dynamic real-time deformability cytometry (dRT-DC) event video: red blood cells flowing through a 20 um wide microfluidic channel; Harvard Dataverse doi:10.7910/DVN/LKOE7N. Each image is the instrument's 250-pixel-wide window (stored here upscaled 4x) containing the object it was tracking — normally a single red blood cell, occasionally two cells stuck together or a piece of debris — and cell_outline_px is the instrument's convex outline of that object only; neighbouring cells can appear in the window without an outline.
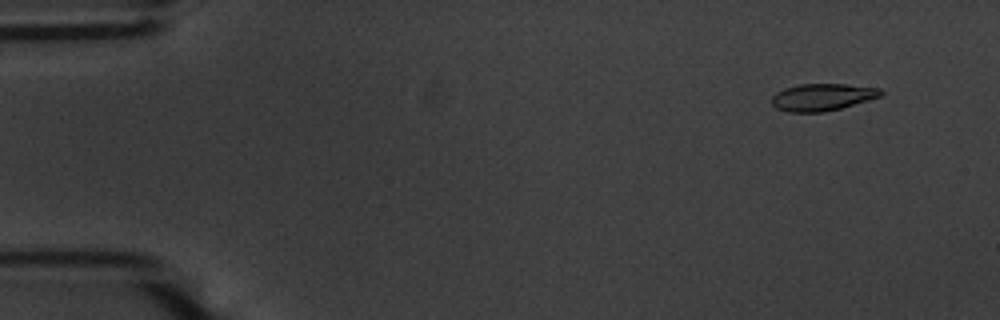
{"species": "common noctule bat (a hibernating species)", "species_latin": "Nyctalus noctula", "temperature_condition": "warm", "stored_images_in_passage": 55, "camera_frame_rate_fps": 3000, "um_per_image_px": 0.085, "animal": {"sex": "male", "body_mass_g": 20.1, "forearm_length_mm": 53.5}, "frame": {"image": 1, "passage_image": 5, "time_ms": 1.333, "image_size_px": [1000, 320], "cell_outline_px": [[884, 96], [840, 108], [824, 112], [788, 112], [776, 108], [772, 104], [772, 96], [776, 92], [784, 88], [800, 84], [848, 84], [880, 88], [884, 92]], "centroid_in_image_um": [69.93, 8.25], "position_along_channel_um": 15.1, "area_um2": 17.4}}
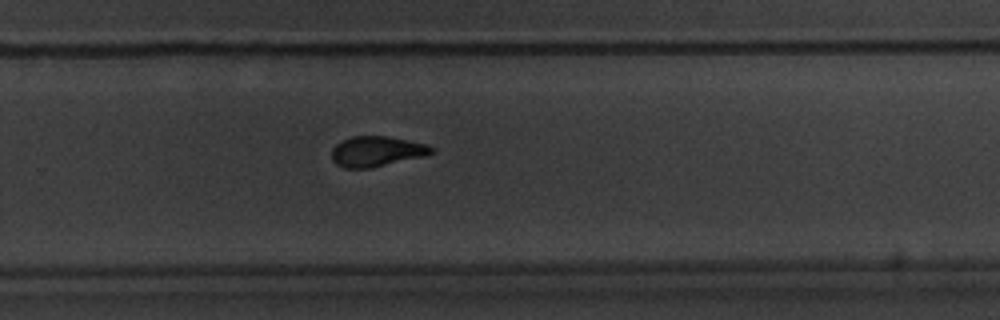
{"frame": {"image": 2, "passage_image": 37, "time_ms": 12.0, "image_size_px": [1000, 320], "cell_outline_px": [[436, 152], [428, 156], [368, 168], [344, 168], [336, 164], [332, 160], [332, 148], [336, 144], [352, 136], [388, 136], [428, 144], [436, 148]], "centroid_in_image_um": [32.09, 12.87], "position_along_channel_um": 297.7, "area_um2": 17.86}}
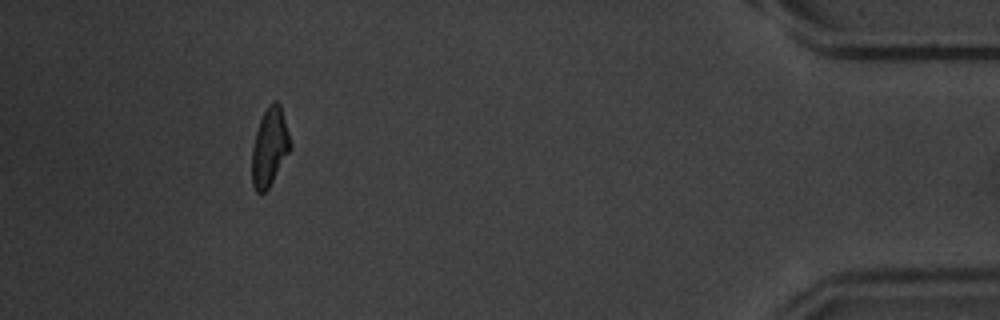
{"frame": {"image": 3, "passage_image": 51, "time_ms": 16.667, "image_size_px": [1000, 320], "cell_outline_px": [[292, 148], [268, 188], [264, 192], [256, 192], [252, 184], [252, 148], [256, 132], [260, 120], [268, 104], [272, 100], [276, 100], [280, 104], [292, 144]], "centroid_in_image_um": [22.93, 12.48], "position_along_channel_um": 412.3, "area_um2": 17.46}, "authors_computed_cell_mechanics": {"area_um2": 17.8024, "velocity_mm_per_s": 3.6976, "shape_relaxation_time_tau1_ms": 3.3289, "shape_relaxation_time_tau2_ms": 2.5943, "deformation_change_tau1": 0.1612, "deformation_change_tau2": 0.092}}